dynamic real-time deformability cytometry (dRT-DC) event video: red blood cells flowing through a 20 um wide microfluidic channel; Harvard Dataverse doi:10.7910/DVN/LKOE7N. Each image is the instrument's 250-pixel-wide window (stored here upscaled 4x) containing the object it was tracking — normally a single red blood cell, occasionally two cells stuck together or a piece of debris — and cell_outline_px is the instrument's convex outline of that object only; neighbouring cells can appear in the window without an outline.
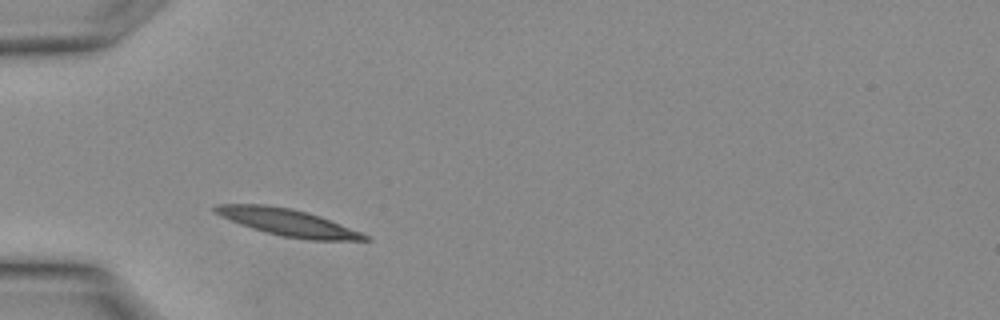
{"species": "Egyptian fruit bat (a non-hibernating species)", "species_latin": "Rousettus aegyptiacus", "temperature_condition": "warm", "stored_images_in_passage": 7, "camera_frame_rate_fps": 3000, "um_per_image_px": 0.085, "animal": {"sex": "female"}, "frame": {"image": 1, "passage_image": 3, "time_ms": 0.667, "image_size_px": [1000, 320], "cell_outline_px": [[372, 240], [308, 240], [284, 236], [252, 228], [240, 224], [220, 216], [212, 212], [212, 208], [216, 204], [264, 204], [292, 208], [308, 212], [320, 216], [360, 232], [368, 236]], "centroid_in_image_um": [24.42, 18.88], "position_along_channel_um": 60.6, "area_um2": 23.29}}
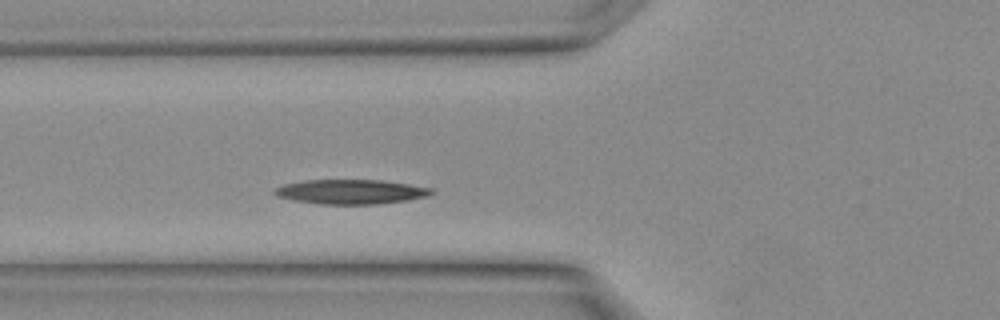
{"frame": {"image": 2, "passage_image": 5, "time_ms": 1.333, "image_size_px": [1000, 320], "cell_outline_px": [[432, 192], [428, 196], [408, 200], [380, 204], [320, 204], [296, 200], [276, 196], [272, 192], [276, 188], [284, 184], [304, 180], [380, 180], [408, 184], [432, 188]], "centroid_in_image_um": [29.81, 16.3], "position_along_channel_um": 96.0, "area_um2": 22.31}}
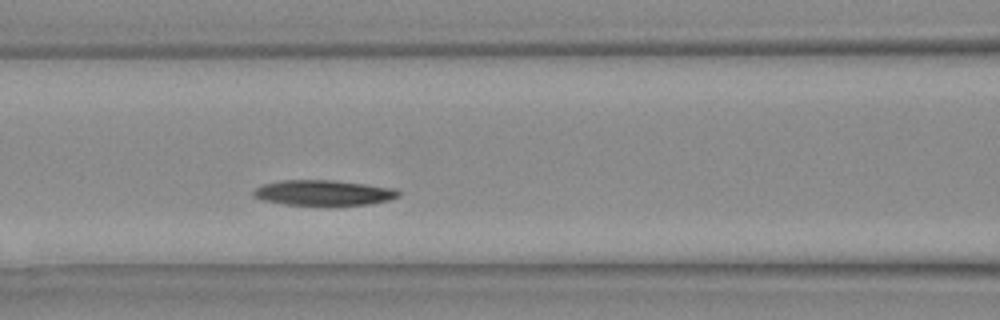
{"frame": {"image": 3, "passage_image": 7, "time_ms": 2.0, "image_size_px": [1000, 320], "cell_outline_px": [[400, 196], [388, 200], [368, 204], [284, 204], [260, 200], [252, 196], [252, 192], [256, 188], [264, 184], [280, 180], [332, 180], [396, 188], [400, 192]], "centroid_in_image_um": [27.46, 16.37], "position_along_channel_um": 139.1, "area_um2": 21.15}}